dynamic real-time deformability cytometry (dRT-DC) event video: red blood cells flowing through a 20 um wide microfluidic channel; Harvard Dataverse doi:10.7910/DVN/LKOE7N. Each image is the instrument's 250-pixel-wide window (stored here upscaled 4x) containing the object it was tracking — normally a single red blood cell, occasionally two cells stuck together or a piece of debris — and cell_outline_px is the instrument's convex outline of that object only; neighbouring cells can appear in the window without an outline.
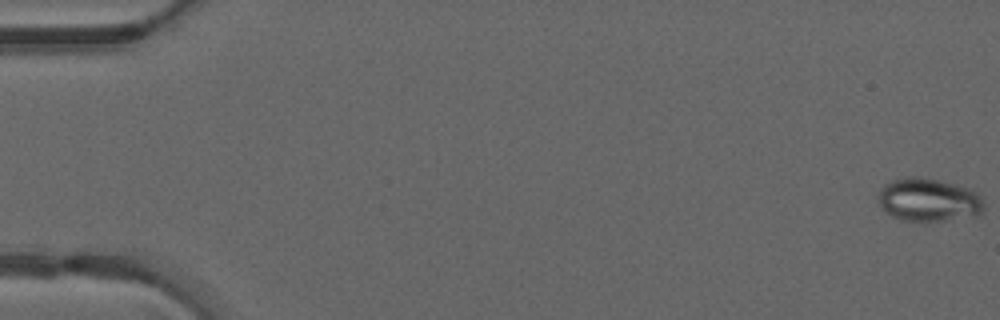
{"species": "common noctule bat (a hibernating species)", "species_latin": "Nyctalus noctula", "temperature_condition": "warm", "stored_images_in_passage": 49, "camera_frame_rate_fps": 3000, "um_per_image_px": 0.085, "animal": {"sex": "male", "forearm_length_mm": 52.5}, "frame": {"image": 1, "passage_image": 1, "time_ms": 0.0, "image_size_px": [1000, 320], "cell_outline_px": [[984, 208], [980, 216], [944, 220], [900, 220], [892, 216], [880, 204], [880, 188], [884, 184], [892, 180], [908, 176], [920, 176], [968, 188], [980, 196], [984, 200]], "centroid_in_image_um": [78.96, 16.99], "position_along_channel_um": 6.0, "area_um2": 26.36}}
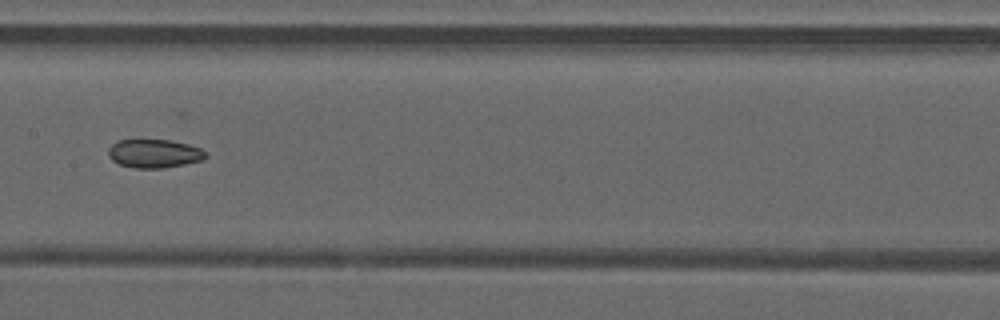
{"frame": {"image": 2, "passage_image": 26, "time_ms": 8.333, "image_size_px": [1000, 320], "cell_outline_px": [[208, 156], [200, 160], [184, 164], [164, 168], [132, 168], [120, 164], [112, 160], [108, 156], [108, 148], [116, 140], [172, 140], [188, 144], [200, 148]], "centroid_in_image_um": [13.07, 13.05], "position_along_channel_um": 194.3, "area_um2": 16.18}}
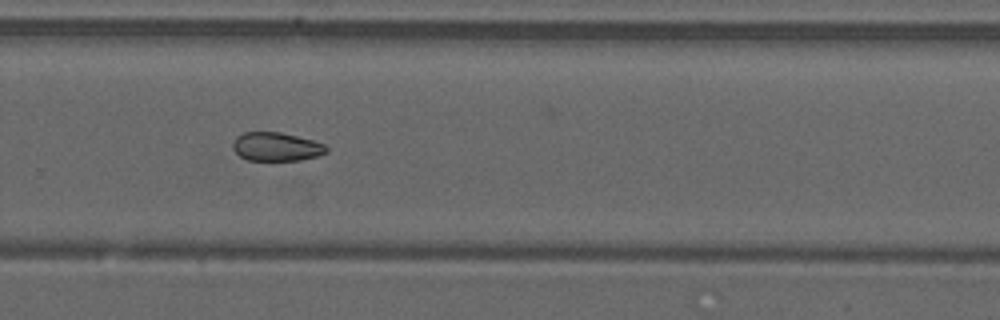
{"frame": {"image": 3, "passage_image": 34, "time_ms": 11.0, "image_size_px": [1000, 320], "cell_outline_px": [[328, 152], [316, 156], [300, 160], [248, 160], [240, 156], [232, 148], [232, 144], [236, 136], [244, 132], [280, 132], [312, 140], [324, 144], [328, 148]], "centroid_in_image_um": [23.47, 12.47], "position_along_channel_um": 306.3, "area_um2": 15.55}}